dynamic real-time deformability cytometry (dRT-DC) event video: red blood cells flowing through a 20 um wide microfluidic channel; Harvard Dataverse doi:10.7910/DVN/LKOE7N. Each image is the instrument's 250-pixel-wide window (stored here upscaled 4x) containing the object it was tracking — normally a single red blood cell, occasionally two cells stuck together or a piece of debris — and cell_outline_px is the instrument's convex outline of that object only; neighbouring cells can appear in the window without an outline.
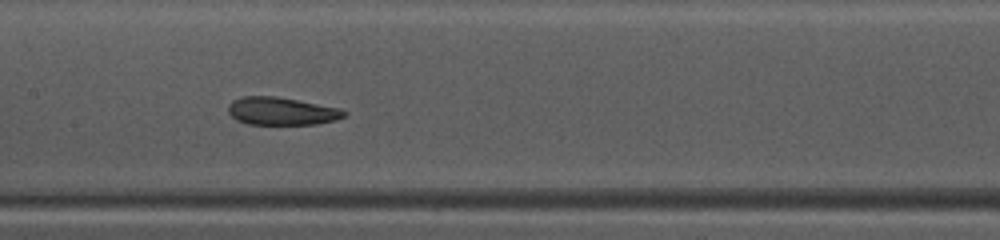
{"species": "common noctule bat (a hibernating species)", "species_latin": "Nyctalus noctula", "temperature_condition": "warm", "stored_images_in_passage": 35, "camera_frame_rate_fps": 3000, "um_per_image_px": 0.085, "animal": {"sex": "female", "body_mass_g": 10.0, "forearm_length_mm": 53.1}, "frame": {"image": 1, "passage_image": 11, "time_ms": 3.333, "image_size_px": [1000, 240], "cell_outline_px": [[348, 112], [344, 116], [336, 120], [316, 124], [248, 124], [236, 120], [228, 112], [228, 104], [232, 100], [244, 96], [276, 96], [340, 108]], "centroid_in_image_um": [23.92, 9.44], "position_along_channel_um": 183.5, "area_um2": 18.79}}
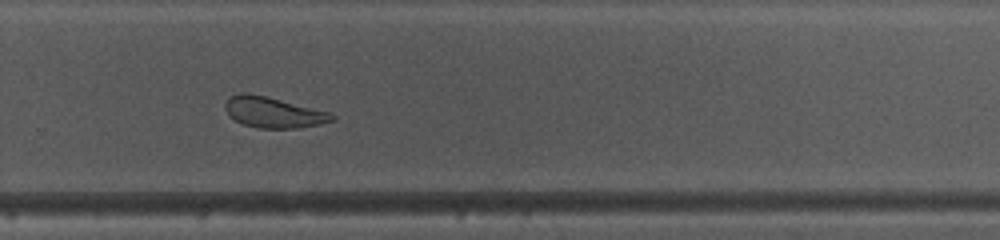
{"frame": {"image": 2, "passage_image": 20, "time_ms": 6.333, "image_size_px": [1000, 240], "cell_outline_px": [[336, 116], [332, 120], [320, 124], [300, 128], [260, 128], [244, 124], [228, 116], [224, 108], [224, 104], [228, 96], [240, 92], [248, 92], [332, 112]], "centroid_in_image_um": [23.21, 9.53], "position_along_channel_um": 306.6, "area_um2": 19.31}}
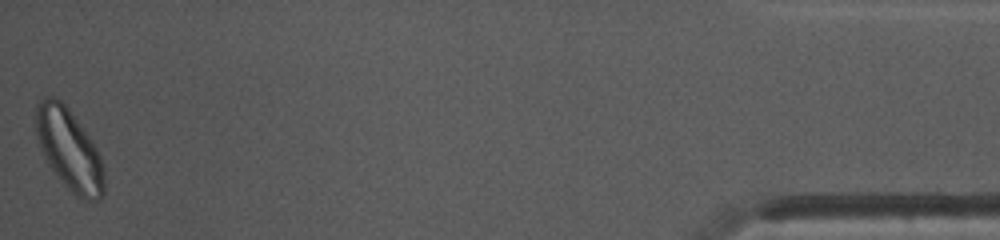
{"frame": {"image": 3, "passage_image": 35, "time_ms": 11.333, "image_size_px": [1000, 240], "cell_outline_px": [[104, 196], [100, 200], [88, 200], [72, 192], [64, 184], [48, 164], [36, 136], [32, 120], [36, 104], [40, 100], [48, 96], [52, 96], [60, 100], [68, 108], [92, 140], [100, 156], [104, 168]], "centroid_in_image_um": [5.85, 12.67], "position_along_channel_um": 429.3, "area_um2": 32.37}, "authors_computed_cell_mechanics": {"area_um2": 20.4034, "velocity_mm_per_s": 4.1219, "shape_relaxation_time_tau1_ms": 4.6928, "shape_relaxation_time_tau2_ms": 1.9056, "deformation_change_tau1": 0.1121, "deformation_change_tau2": 0.0858}}